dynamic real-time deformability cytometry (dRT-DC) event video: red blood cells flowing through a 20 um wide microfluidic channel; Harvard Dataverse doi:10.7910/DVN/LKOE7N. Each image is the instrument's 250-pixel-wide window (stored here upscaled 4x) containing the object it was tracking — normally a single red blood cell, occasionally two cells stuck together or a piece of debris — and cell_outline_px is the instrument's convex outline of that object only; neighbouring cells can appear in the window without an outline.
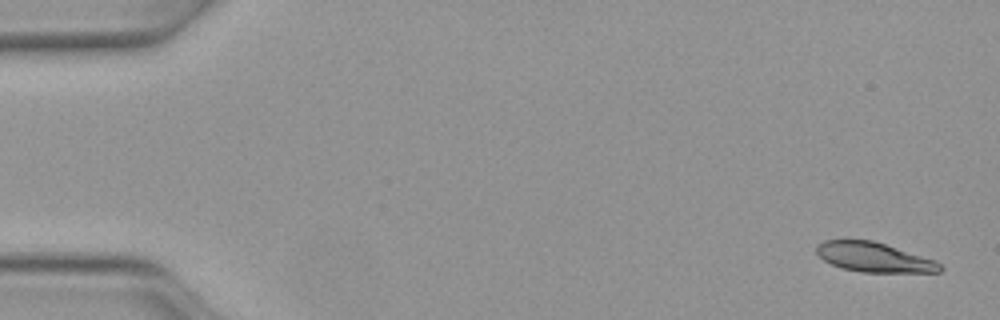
{"species": "Egyptian fruit bat (a non-hibernating species)", "species_latin": "Rousettus aegyptiacus", "temperature_condition": "warm", "stored_images_in_passage": 50, "camera_frame_rate_fps": 3000, "um_per_image_px": 0.085, "animal": {"sex": "female"}, "frame": {"image": 1, "passage_image": 2, "time_ms": 0.333, "image_size_px": [1000, 320], "cell_outline_px": [[944, 268], [940, 272], [860, 272], [840, 268], [824, 260], [816, 252], [816, 248], [824, 240], [872, 240], [936, 260]], "centroid_in_image_um": [74.31, 21.87], "position_along_channel_um": 10.7, "area_um2": 21.15}}
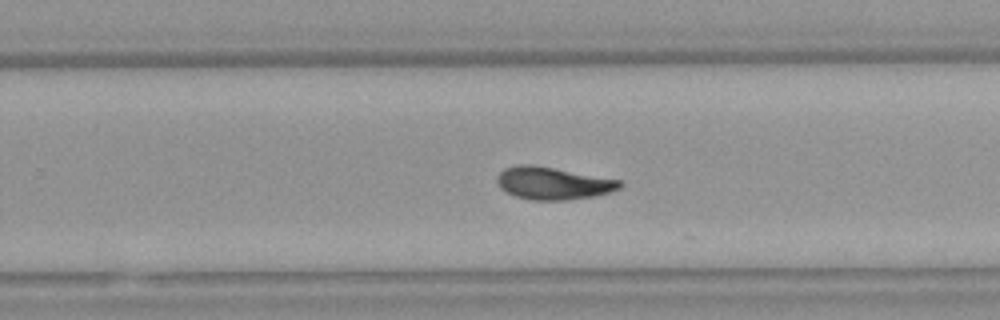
{"frame": {"image": 2, "passage_image": 32, "time_ms": 10.333, "image_size_px": [1000, 320], "cell_outline_px": [[624, 184], [620, 188], [608, 192], [592, 196], [564, 200], [532, 200], [516, 196], [504, 192], [500, 188], [496, 180], [496, 176], [504, 168], [516, 164], [532, 164], [620, 180]], "centroid_in_image_um": [46.94, 15.56], "position_along_channel_um": 282.9, "area_um2": 23.18}}
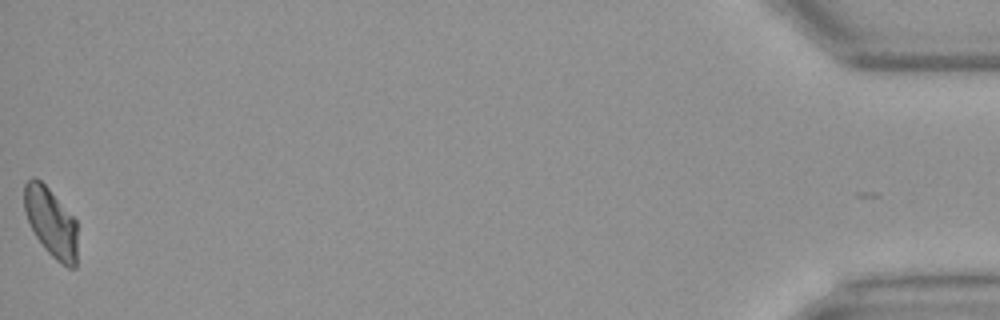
{"frame": {"image": 3, "passage_image": 50, "time_ms": 16.333, "image_size_px": [1000, 320], "cell_outline_px": [[76, 268], [68, 268], [60, 264], [44, 248], [36, 236], [28, 220], [24, 208], [24, 184], [32, 176], [36, 176], [48, 188], [76, 220]], "centroid_in_image_um": [4.33, 18.9], "position_along_channel_um": 430.9, "area_um2": 21.27}, "authors_computed_cell_mechanics": {"area_um2": 22.7732, "velocity_mm_per_s": 4.1023, "shape_relaxation_time_tau1_ms": 7.0122, "shape_relaxation_time_tau2_ms": 6.2068, "deformation_change_tau1": 0.1849, "deformation_change_tau2": 0.1115}}